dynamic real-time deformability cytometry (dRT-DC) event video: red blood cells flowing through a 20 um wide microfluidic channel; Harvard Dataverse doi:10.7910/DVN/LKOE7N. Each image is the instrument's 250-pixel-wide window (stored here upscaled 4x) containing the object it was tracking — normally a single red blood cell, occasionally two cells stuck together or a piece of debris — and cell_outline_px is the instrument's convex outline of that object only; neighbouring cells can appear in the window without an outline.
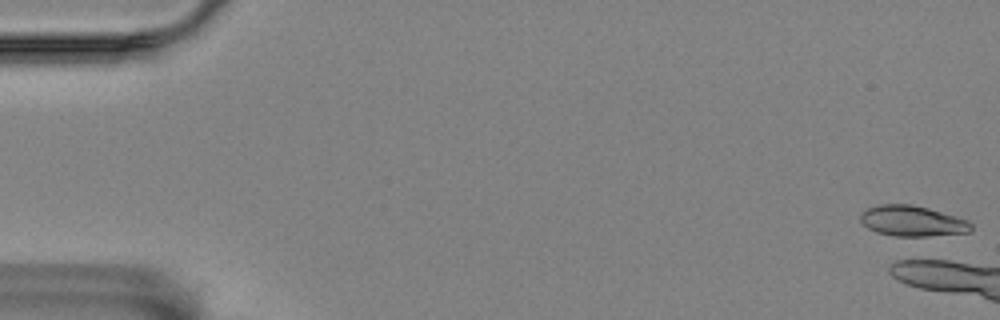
{"species": "Egyptian fruit bat (a non-hibernating species)", "species_latin": "Rousettus aegyptiacus", "temperature_condition": "room temperature", "stored_images_in_passage": 2, "camera_frame_rate_fps": 3000, "um_per_image_px": 0.085, "animal": {"sex": "female"}, "frame": {"image": 1, "passage_image": 1, "time_ms": 0.0, "image_size_px": [1000, 320], "cell_outline_px": [[972, 228], [968, 232], [928, 236], [896, 236], [876, 232], [868, 228], [860, 220], [860, 216], [868, 208], [880, 204], [908, 204], [928, 208], [968, 220], [972, 224]], "centroid_in_image_um": [77.55, 18.79], "position_along_channel_um": 7.5, "area_um2": 19.48}}